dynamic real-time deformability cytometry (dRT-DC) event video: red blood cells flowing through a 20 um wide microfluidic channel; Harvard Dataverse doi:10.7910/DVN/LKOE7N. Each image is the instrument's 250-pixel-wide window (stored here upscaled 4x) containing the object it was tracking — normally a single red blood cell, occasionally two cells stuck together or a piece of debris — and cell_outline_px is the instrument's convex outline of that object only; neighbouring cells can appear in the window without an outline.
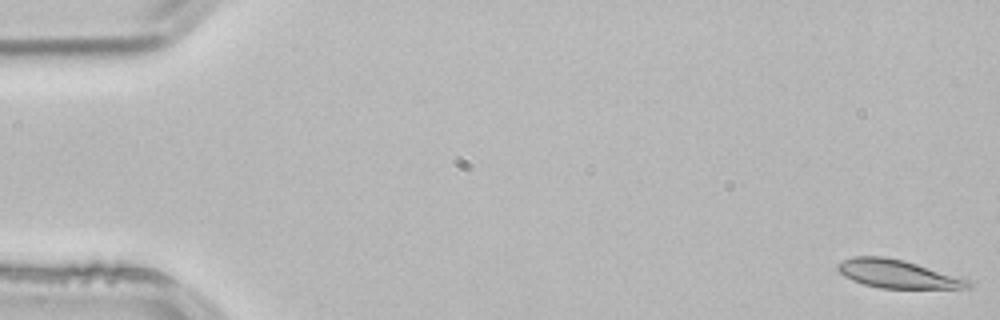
{"species": "common noctule bat (a hibernating species)", "species_latin": "Nyctalus noctula", "temperature_condition": "room temperature", "stored_images_in_passage": 5, "camera_frame_rate_fps": 3000, "um_per_image_px": 0.085, "animal": {"sex": "male", "body_mass_g": 21.5, "forearm_length_mm": 52.0}, "frame": {"image": 1, "passage_image": 1, "time_ms": 0.0, "image_size_px": [1000, 320], "cell_outline_px": [[972, 288], [880, 288], [864, 284], [852, 280], [844, 276], [836, 268], [836, 264], [852, 256], [884, 256], [904, 260], [968, 280], [972, 284]], "centroid_in_image_um": [76.24, 23.28], "position_along_channel_um": 8.8, "area_um2": 21.21}}